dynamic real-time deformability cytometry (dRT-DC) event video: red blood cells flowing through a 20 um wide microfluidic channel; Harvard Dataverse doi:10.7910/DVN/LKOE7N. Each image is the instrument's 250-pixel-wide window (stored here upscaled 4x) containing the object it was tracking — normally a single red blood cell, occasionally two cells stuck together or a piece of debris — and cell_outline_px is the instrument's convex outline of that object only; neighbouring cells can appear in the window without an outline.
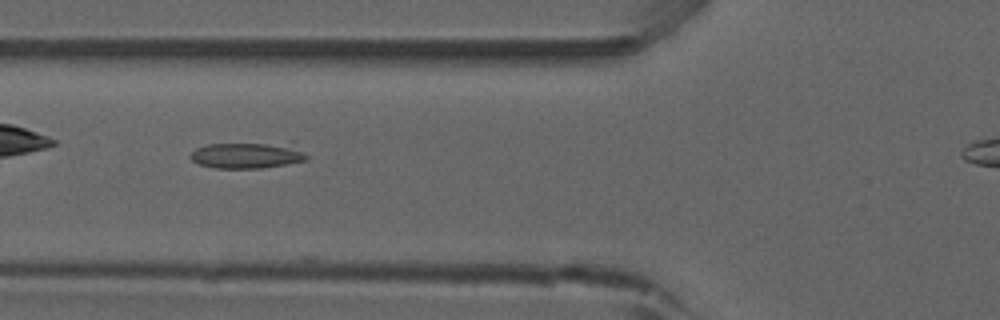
{"species": "common noctule bat (a hibernating species)", "species_latin": "Nyctalus noctula", "temperature_condition": "room temperature", "stored_images_in_passage": 7, "camera_frame_rate_fps": 3000, "um_per_image_px": 0.085, "animal": {"sex": "male", "forearm_length_mm": 52.5}, "frame": {"image": 1, "passage_image": 3, "time_ms": 0.667, "image_size_px": [1000, 320], "cell_outline_px": [[308, 160], [260, 168], [216, 168], [200, 164], [192, 160], [188, 156], [196, 148], [204, 144], [292, 140], [308, 156]], "centroid_in_image_um": [21.12, 13.13], "position_along_channel_um": 104.7, "area_um2": 18.79}}